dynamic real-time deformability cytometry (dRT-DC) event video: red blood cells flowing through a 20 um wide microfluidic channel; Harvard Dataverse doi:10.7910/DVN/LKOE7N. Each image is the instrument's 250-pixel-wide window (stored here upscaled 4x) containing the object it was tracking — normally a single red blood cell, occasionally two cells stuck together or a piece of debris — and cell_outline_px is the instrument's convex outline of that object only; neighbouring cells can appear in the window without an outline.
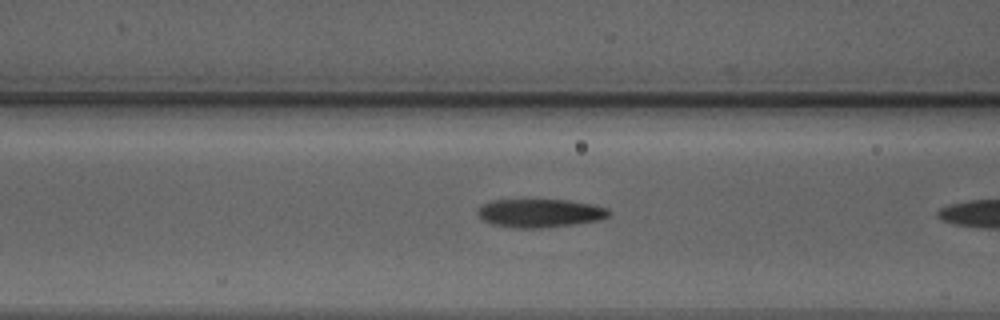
{"species": "Egyptian fruit bat (a non-hibernating species)", "species_latin": "Rousettus aegyptiacus", "temperature_condition": "warm", "stored_images_in_passage": 7, "camera_frame_rate_fps": 3000, "um_per_image_px": 0.085, "animal": {"sex": "male"}, "frame": {"image": 1, "passage_image": 6, "time_ms": 1.667, "image_size_px": [1000, 320], "cell_outline_px": [[612, 212], [608, 216], [600, 220], [572, 224], [540, 228], [520, 228], [492, 224], [484, 220], [476, 212], [480, 204], [492, 200], [568, 200], [596, 204], [608, 208]], "centroid_in_image_um": [45.92, 18.1], "position_along_channel_um": 120.7, "area_um2": 21.79}}